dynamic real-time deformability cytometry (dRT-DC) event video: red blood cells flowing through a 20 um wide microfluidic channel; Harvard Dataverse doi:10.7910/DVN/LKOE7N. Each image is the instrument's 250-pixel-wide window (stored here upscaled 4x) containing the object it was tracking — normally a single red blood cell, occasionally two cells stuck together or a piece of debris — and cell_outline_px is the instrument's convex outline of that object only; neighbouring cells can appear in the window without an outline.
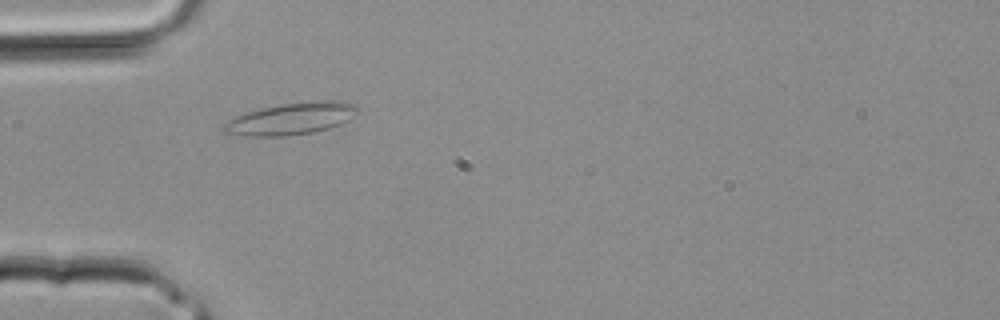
{"species": "common noctule bat (a hibernating species)", "species_latin": "Nyctalus noctula", "temperature_condition": "room temperature", "stored_images_in_passage": 2, "camera_frame_rate_fps": 3000, "um_per_image_px": 0.085, "animal": {"sex": "male", "body_mass_g": 20.4}, "frame": {"image": 1, "passage_image": 2, "time_ms": 0.333, "image_size_px": [1000, 320], "cell_outline_px": [[360, 112], [348, 120], [340, 124], [328, 128], [312, 132], [288, 136], [248, 136], [220, 132], [220, 128], [228, 120], [236, 116], [260, 108], [280, 104], [312, 100], [340, 100], [356, 104], [360, 108]], "centroid_in_image_um": [24.78, 10.07], "position_along_channel_um": 60.2, "area_um2": 25.32}}